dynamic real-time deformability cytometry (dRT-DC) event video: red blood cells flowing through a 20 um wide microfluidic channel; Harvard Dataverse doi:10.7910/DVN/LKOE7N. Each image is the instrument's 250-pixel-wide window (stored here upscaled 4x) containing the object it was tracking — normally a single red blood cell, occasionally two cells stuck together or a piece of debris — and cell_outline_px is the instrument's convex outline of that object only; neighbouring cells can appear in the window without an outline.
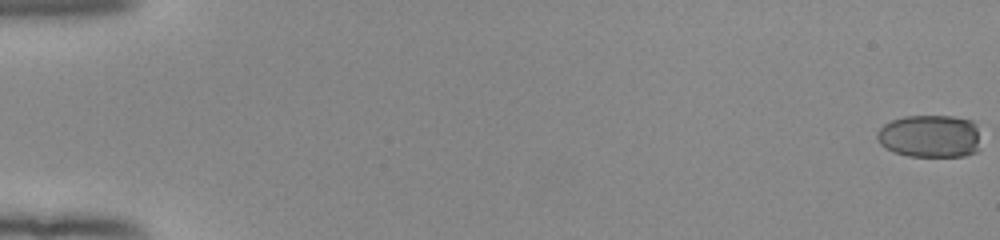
{"species": "human", "species_latin": "Homo sapiens", "temperature_condition": "room temperature", "stored_images_in_passage": 24, "camera_frame_rate_fps": 3000, "um_per_image_px": 0.085, "donor": {"sex": "female"}, "frame": {"image": 1, "passage_image": 1, "time_ms": 0.0, "image_size_px": [1000, 240], "cell_outline_px": [[980, 148], [976, 152], [964, 156], [908, 156], [892, 152], [880, 144], [876, 136], [876, 132], [884, 124], [892, 120], [904, 116], [952, 116], [972, 120], [976, 124]], "centroid_in_image_um": [79.04, 11.58], "position_along_channel_um": 6.0, "area_um2": 26.07}}
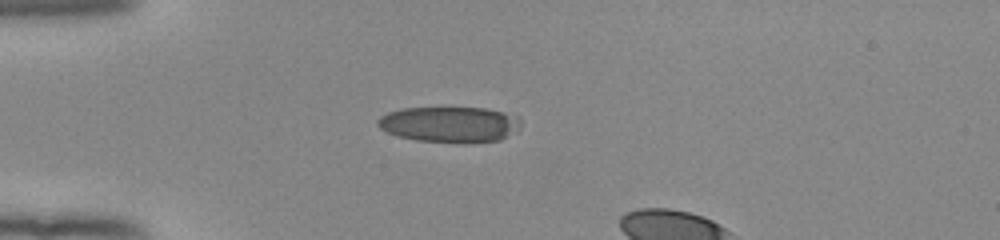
{"frame": {"image": 2, "passage_image": 17, "time_ms": 5.333, "image_size_px": [1000, 240], "cell_outline_px": [[520, 124], [500, 140], [464, 144], [416, 140], [396, 136], [380, 128], [376, 124], [376, 120], [380, 116], [388, 112], [400, 108], [488, 108], [520, 116]], "centroid_in_image_um": [38.17, 10.58], "position_along_channel_um": 46.8, "area_um2": 30.0}}